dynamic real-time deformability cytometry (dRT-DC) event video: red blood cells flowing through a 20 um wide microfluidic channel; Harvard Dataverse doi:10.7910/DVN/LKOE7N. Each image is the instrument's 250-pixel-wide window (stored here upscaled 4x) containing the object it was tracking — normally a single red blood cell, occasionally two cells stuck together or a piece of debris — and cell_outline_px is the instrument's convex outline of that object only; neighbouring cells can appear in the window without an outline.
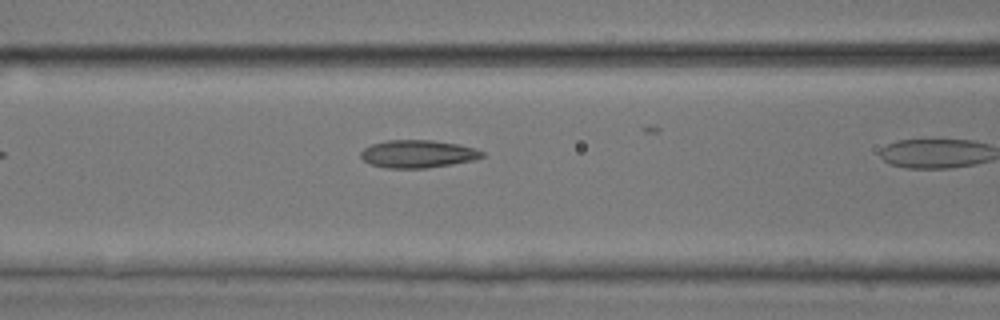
{"species": "common noctule bat (a hibernating species)", "species_latin": "Nyctalus noctula", "temperature_condition": "room temperature", "stored_images_in_passage": 6, "camera_frame_rate_fps": 3000, "um_per_image_px": 0.085, "animal": {"sex": "male", "body_mass_g": 17.9, "forearm_length_mm": 54.2}, "frame": {"image": 1, "passage_image": 5, "time_ms": 1.333, "image_size_px": [1000, 320], "cell_outline_px": [[484, 156], [472, 160], [452, 164], [428, 168], [384, 168], [372, 164], [364, 160], [360, 156], [360, 152], [364, 148], [372, 144], [384, 140], [432, 140], [460, 144], [484, 152]], "centroid_in_image_um": [35.49, 13.08], "position_along_channel_um": 131.1, "area_um2": 19.59}}